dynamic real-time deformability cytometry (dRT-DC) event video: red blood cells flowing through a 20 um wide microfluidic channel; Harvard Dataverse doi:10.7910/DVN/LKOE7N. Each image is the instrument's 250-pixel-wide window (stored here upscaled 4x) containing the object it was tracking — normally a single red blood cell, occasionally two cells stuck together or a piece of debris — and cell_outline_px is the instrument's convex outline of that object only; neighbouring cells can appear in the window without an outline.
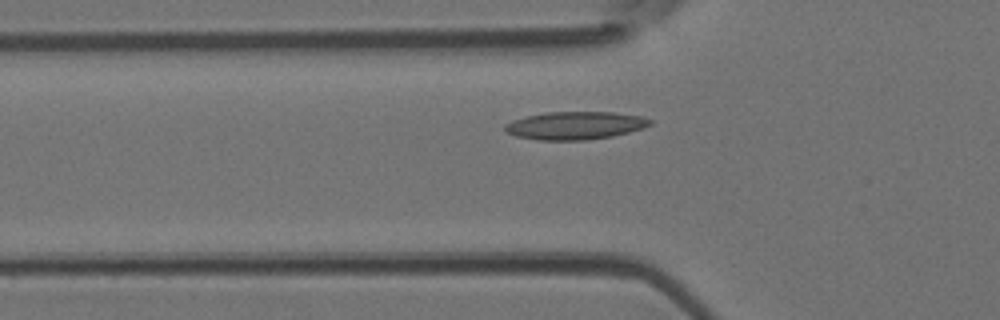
{"species": "Egyptian fruit bat (a non-hibernating species)", "species_latin": "Rousettus aegyptiacus", "temperature_condition": "room temperature", "stored_images_in_passage": 36, "camera_frame_rate_fps": 3000, "um_per_image_px": 0.085, "animal": {"sex": "female"}, "frame": {"image": 1, "passage_image": 8, "time_ms": 2.333, "image_size_px": [1000, 320], "cell_outline_px": [[652, 124], [644, 128], [612, 136], [584, 140], [536, 140], [516, 136], [508, 132], [504, 128], [504, 124], [512, 120], [524, 116], [544, 112], [612, 112], [640, 116], [652, 120]], "centroid_in_image_um": [48.86, 10.66], "position_along_channel_um": 76.9, "area_um2": 23.64}}
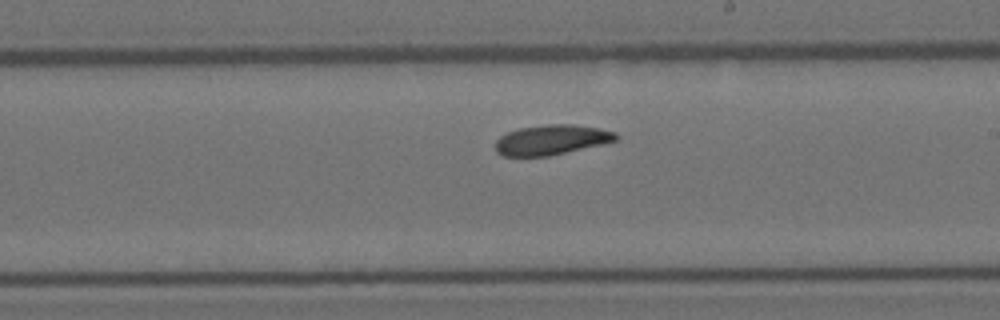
{"frame": {"image": 2, "passage_image": 20, "time_ms": 6.333, "image_size_px": [1000, 320], "cell_outline_px": [[620, 136], [616, 140], [600, 144], [548, 156], [504, 156], [496, 152], [496, 140], [500, 136], [508, 132], [520, 128], [548, 124], [572, 124], [600, 128], [616, 132]], "centroid_in_image_um": [46.87, 11.87], "position_along_channel_um": 242.1, "area_um2": 20.87}}
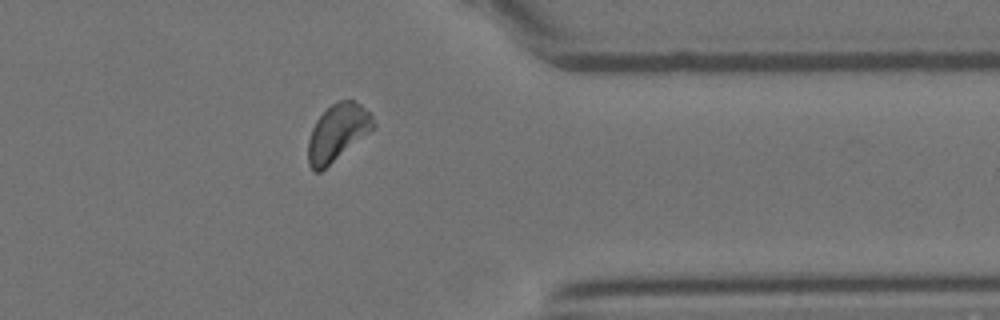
{"frame": {"image": 3, "passage_image": 31, "time_ms": 10.0, "image_size_px": [1000, 320], "cell_outline_px": [[376, 128], [320, 172], [312, 172], [308, 164], [308, 140], [312, 128], [316, 120], [336, 100], [352, 100], [360, 104], [372, 112], [376, 124]], "centroid_in_image_um": [28.72, 11.26], "position_along_channel_um": 382.7, "area_um2": 21.91}}